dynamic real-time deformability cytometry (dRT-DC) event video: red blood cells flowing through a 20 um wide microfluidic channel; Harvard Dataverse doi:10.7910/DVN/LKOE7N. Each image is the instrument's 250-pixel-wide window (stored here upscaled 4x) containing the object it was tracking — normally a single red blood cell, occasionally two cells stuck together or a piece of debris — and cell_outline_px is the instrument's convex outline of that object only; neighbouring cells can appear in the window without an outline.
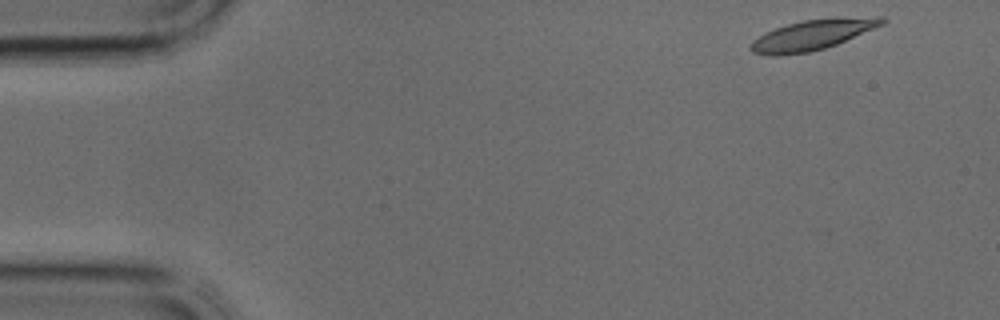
{"species": "common noctule bat (a hibernating species)", "species_latin": "Nyctalus noctula", "temperature_condition": "cold", "stored_images_in_passage": 36, "camera_frame_rate_fps": 3000, "um_per_image_px": 0.085, "animal": {"sex": "male", "body_mass_g": 17.9, "forearm_length_mm": 54.2}, "frame": {"image": 1, "passage_image": 1, "time_ms": 0.0, "image_size_px": [1000, 320], "cell_outline_px": [[888, 20], [884, 24], [836, 44], [824, 48], [808, 52], [776, 56], [772, 56], [752, 52], [748, 48], [752, 40], [764, 32], [788, 24], [804, 20], [832, 16], [884, 16]], "centroid_in_image_um": [69.09, 2.93], "position_along_channel_um": 15.9, "area_um2": 23.58}}
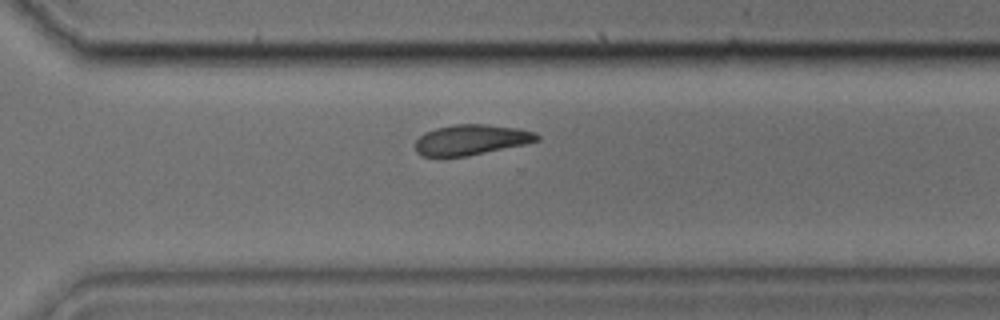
{"frame": {"image": 2, "passage_image": 25, "time_ms": 8.0, "image_size_px": [1000, 320], "cell_outline_px": [[540, 140], [524, 144], [468, 156], [420, 156], [416, 152], [416, 140], [424, 132], [436, 128], [456, 124], [488, 124], [516, 128], [536, 132], [540, 136]], "centroid_in_image_um": [40.05, 11.87], "position_along_channel_um": 330.5, "area_um2": 21.5}}
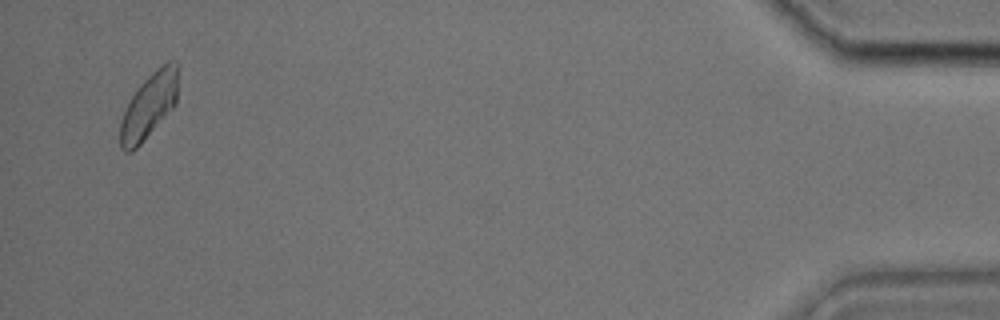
{"frame": {"image": 3, "passage_image": 35, "time_ms": 11.333, "image_size_px": [1000, 320], "cell_outline_px": [[180, 64], [176, 104], [140, 144], [132, 152], [124, 152], [120, 148], [120, 120], [132, 96], [140, 84], [156, 68], [168, 60], [176, 60]], "centroid_in_image_um": [12.7, 8.93], "position_along_channel_um": 422.5, "area_um2": 22.2}}